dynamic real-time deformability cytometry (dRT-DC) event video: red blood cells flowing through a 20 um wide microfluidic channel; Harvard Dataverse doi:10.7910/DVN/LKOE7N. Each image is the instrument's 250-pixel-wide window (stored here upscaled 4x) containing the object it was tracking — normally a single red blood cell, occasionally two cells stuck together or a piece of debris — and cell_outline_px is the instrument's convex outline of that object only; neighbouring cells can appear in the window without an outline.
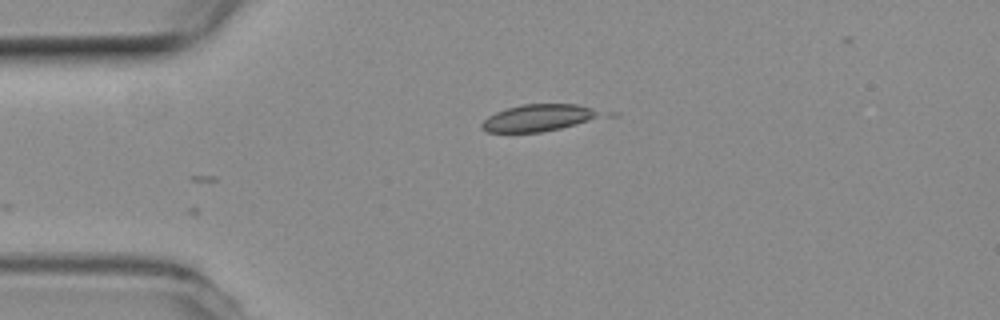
{"species": "common noctule bat (a hibernating species)", "species_latin": "Nyctalus noctula", "temperature_condition": "room temperature", "stored_images_in_passage": 9, "camera_frame_rate_fps": 3000, "um_per_image_px": 0.085, "animal": {"sex": "female", "body_mass_g": 19.3, "forearm_length_mm": 54.1}, "frame": {"image": 1, "passage_image": 1, "time_ms": 0.0, "image_size_px": [1000, 320], "cell_outline_px": [[600, 112], [576, 124], [560, 128], [540, 132], [484, 132], [480, 128], [480, 124], [488, 116], [496, 112], [520, 104], [576, 104], [592, 108]], "centroid_in_image_um": [45.59, 10.02], "position_along_channel_um": 39.4, "area_um2": 18.03}}